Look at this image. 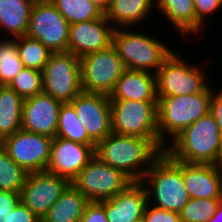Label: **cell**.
<instances>
[{
	"label": "cell",
	"instance_id": "cell-8",
	"mask_svg": "<svg viewBox=\"0 0 222 222\" xmlns=\"http://www.w3.org/2000/svg\"><path fill=\"white\" fill-rule=\"evenodd\" d=\"M126 70L116 48L90 53L80 58L82 91L109 96Z\"/></svg>",
	"mask_w": 222,
	"mask_h": 222
},
{
	"label": "cell",
	"instance_id": "cell-28",
	"mask_svg": "<svg viewBox=\"0 0 222 222\" xmlns=\"http://www.w3.org/2000/svg\"><path fill=\"white\" fill-rule=\"evenodd\" d=\"M70 25L99 19L104 13L90 0H50Z\"/></svg>",
	"mask_w": 222,
	"mask_h": 222
},
{
	"label": "cell",
	"instance_id": "cell-32",
	"mask_svg": "<svg viewBox=\"0 0 222 222\" xmlns=\"http://www.w3.org/2000/svg\"><path fill=\"white\" fill-rule=\"evenodd\" d=\"M220 199L189 198L179 212L180 222H208L216 213Z\"/></svg>",
	"mask_w": 222,
	"mask_h": 222
},
{
	"label": "cell",
	"instance_id": "cell-31",
	"mask_svg": "<svg viewBox=\"0 0 222 222\" xmlns=\"http://www.w3.org/2000/svg\"><path fill=\"white\" fill-rule=\"evenodd\" d=\"M23 100L43 92L42 71L24 67L8 85Z\"/></svg>",
	"mask_w": 222,
	"mask_h": 222
},
{
	"label": "cell",
	"instance_id": "cell-19",
	"mask_svg": "<svg viewBox=\"0 0 222 222\" xmlns=\"http://www.w3.org/2000/svg\"><path fill=\"white\" fill-rule=\"evenodd\" d=\"M147 191L142 182H132L125 190L111 199L104 200L108 222H142Z\"/></svg>",
	"mask_w": 222,
	"mask_h": 222
},
{
	"label": "cell",
	"instance_id": "cell-42",
	"mask_svg": "<svg viewBox=\"0 0 222 222\" xmlns=\"http://www.w3.org/2000/svg\"><path fill=\"white\" fill-rule=\"evenodd\" d=\"M37 222H45L43 219H39Z\"/></svg>",
	"mask_w": 222,
	"mask_h": 222
},
{
	"label": "cell",
	"instance_id": "cell-13",
	"mask_svg": "<svg viewBox=\"0 0 222 222\" xmlns=\"http://www.w3.org/2000/svg\"><path fill=\"white\" fill-rule=\"evenodd\" d=\"M70 184L68 179L47 171L28 173L20 191V201L42 219Z\"/></svg>",
	"mask_w": 222,
	"mask_h": 222
},
{
	"label": "cell",
	"instance_id": "cell-3",
	"mask_svg": "<svg viewBox=\"0 0 222 222\" xmlns=\"http://www.w3.org/2000/svg\"><path fill=\"white\" fill-rule=\"evenodd\" d=\"M141 182L146 188L148 203L153 202L155 207L179 213L189 201L182 179V162L165 152L151 164Z\"/></svg>",
	"mask_w": 222,
	"mask_h": 222
},
{
	"label": "cell",
	"instance_id": "cell-1",
	"mask_svg": "<svg viewBox=\"0 0 222 222\" xmlns=\"http://www.w3.org/2000/svg\"><path fill=\"white\" fill-rule=\"evenodd\" d=\"M162 153L150 139L113 132L95 146V156L122 171L133 182H141Z\"/></svg>",
	"mask_w": 222,
	"mask_h": 222
},
{
	"label": "cell",
	"instance_id": "cell-24",
	"mask_svg": "<svg viewBox=\"0 0 222 222\" xmlns=\"http://www.w3.org/2000/svg\"><path fill=\"white\" fill-rule=\"evenodd\" d=\"M23 101L8 85L0 88V143L22 129Z\"/></svg>",
	"mask_w": 222,
	"mask_h": 222
},
{
	"label": "cell",
	"instance_id": "cell-5",
	"mask_svg": "<svg viewBox=\"0 0 222 222\" xmlns=\"http://www.w3.org/2000/svg\"><path fill=\"white\" fill-rule=\"evenodd\" d=\"M127 29H114L112 35V45L116 48L125 68L156 74L173 49L162 40L158 41L147 35L148 33L131 32L128 27Z\"/></svg>",
	"mask_w": 222,
	"mask_h": 222
},
{
	"label": "cell",
	"instance_id": "cell-29",
	"mask_svg": "<svg viewBox=\"0 0 222 222\" xmlns=\"http://www.w3.org/2000/svg\"><path fill=\"white\" fill-rule=\"evenodd\" d=\"M27 174L0 145V190L20 193Z\"/></svg>",
	"mask_w": 222,
	"mask_h": 222
},
{
	"label": "cell",
	"instance_id": "cell-18",
	"mask_svg": "<svg viewBox=\"0 0 222 222\" xmlns=\"http://www.w3.org/2000/svg\"><path fill=\"white\" fill-rule=\"evenodd\" d=\"M182 179L190 198H222L220 165L182 162Z\"/></svg>",
	"mask_w": 222,
	"mask_h": 222
},
{
	"label": "cell",
	"instance_id": "cell-6",
	"mask_svg": "<svg viewBox=\"0 0 222 222\" xmlns=\"http://www.w3.org/2000/svg\"><path fill=\"white\" fill-rule=\"evenodd\" d=\"M111 130L115 134L150 139L162 152L157 125V101L110 100Z\"/></svg>",
	"mask_w": 222,
	"mask_h": 222
},
{
	"label": "cell",
	"instance_id": "cell-41",
	"mask_svg": "<svg viewBox=\"0 0 222 222\" xmlns=\"http://www.w3.org/2000/svg\"><path fill=\"white\" fill-rule=\"evenodd\" d=\"M2 39H0V55H1Z\"/></svg>",
	"mask_w": 222,
	"mask_h": 222
},
{
	"label": "cell",
	"instance_id": "cell-15",
	"mask_svg": "<svg viewBox=\"0 0 222 222\" xmlns=\"http://www.w3.org/2000/svg\"><path fill=\"white\" fill-rule=\"evenodd\" d=\"M95 146L60 137L53 138L46 171L71 182L95 156Z\"/></svg>",
	"mask_w": 222,
	"mask_h": 222
},
{
	"label": "cell",
	"instance_id": "cell-16",
	"mask_svg": "<svg viewBox=\"0 0 222 222\" xmlns=\"http://www.w3.org/2000/svg\"><path fill=\"white\" fill-rule=\"evenodd\" d=\"M114 28L103 15L99 19L87 20L69 25L68 52L79 59L112 44Z\"/></svg>",
	"mask_w": 222,
	"mask_h": 222
},
{
	"label": "cell",
	"instance_id": "cell-12",
	"mask_svg": "<svg viewBox=\"0 0 222 222\" xmlns=\"http://www.w3.org/2000/svg\"><path fill=\"white\" fill-rule=\"evenodd\" d=\"M52 137L24 130L5 138L0 145L26 172L46 171L50 160Z\"/></svg>",
	"mask_w": 222,
	"mask_h": 222
},
{
	"label": "cell",
	"instance_id": "cell-4",
	"mask_svg": "<svg viewBox=\"0 0 222 222\" xmlns=\"http://www.w3.org/2000/svg\"><path fill=\"white\" fill-rule=\"evenodd\" d=\"M210 86L197 94L157 96L158 133L160 141L165 146L167 145L166 137L172 140L183 129L209 113L212 97Z\"/></svg>",
	"mask_w": 222,
	"mask_h": 222
},
{
	"label": "cell",
	"instance_id": "cell-10",
	"mask_svg": "<svg viewBox=\"0 0 222 222\" xmlns=\"http://www.w3.org/2000/svg\"><path fill=\"white\" fill-rule=\"evenodd\" d=\"M43 92L70 103L81 91L80 59L71 52L52 53L42 70Z\"/></svg>",
	"mask_w": 222,
	"mask_h": 222
},
{
	"label": "cell",
	"instance_id": "cell-37",
	"mask_svg": "<svg viewBox=\"0 0 222 222\" xmlns=\"http://www.w3.org/2000/svg\"><path fill=\"white\" fill-rule=\"evenodd\" d=\"M39 218L21 202L10 212L7 222H37Z\"/></svg>",
	"mask_w": 222,
	"mask_h": 222
},
{
	"label": "cell",
	"instance_id": "cell-25",
	"mask_svg": "<svg viewBox=\"0 0 222 222\" xmlns=\"http://www.w3.org/2000/svg\"><path fill=\"white\" fill-rule=\"evenodd\" d=\"M156 7L180 33H196V12L193 0H155Z\"/></svg>",
	"mask_w": 222,
	"mask_h": 222
},
{
	"label": "cell",
	"instance_id": "cell-22",
	"mask_svg": "<svg viewBox=\"0 0 222 222\" xmlns=\"http://www.w3.org/2000/svg\"><path fill=\"white\" fill-rule=\"evenodd\" d=\"M89 202L70 184L42 219L45 222H79Z\"/></svg>",
	"mask_w": 222,
	"mask_h": 222
},
{
	"label": "cell",
	"instance_id": "cell-35",
	"mask_svg": "<svg viewBox=\"0 0 222 222\" xmlns=\"http://www.w3.org/2000/svg\"><path fill=\"white\" fill-rule=\"evenodd\" d=\"M20 202V193L0 190V222H7L8 215Z\"/></svg>",
	"mask_w": 222,
	"mask_h": 222
},
{
	"label": "cell",
	"instance_id": "cell-7",
	"mask_svg": "<svg viewBox=\"0 0 222 222\" xmlns=\"http://www.w3.org/2000/svg\"><path fill=\"white\" fill-rule=\"evenodd\" d=\"M173 51L156 72L157 96H181L203 92L209 85L204 67L190 65ZM203 68V69H202Z\"/></svg>",
	"mask_w": 222,
	"mask_h": 222
},
{
	"label": "cell",
	"instance_id": "cell-27",
	"mask_svg": "<svg viewBox=\"0 0 222 222\" xmlns=\"http://www.w3.org/2000/svg\"><path fill=\"white\" fill-rule=\"evenodd\" d=\"M12 39L17 44L18 54L24 67L42 71L53 52L28 35Z\"/></svg>",
	"mask_w": 222,
	"mask_h": 222
},
{
	"label": "cell",
	"instance_id": "cell-33",
	"mask_svg": "<svg viewBox=\"0 0 222 222\" xmlns=\"http://www.w3.org/2000/svg\"><path fill=\"white\" fill-rule=\"evenodd\" d=\"M194 9L196 12V32L203 30L202 26L206 25L207 16L217 12L222 7V0H193Z\"/></svg>",
	"mask_w": 222,
	"mask_h": 222
},
{
	"label": "cell",
	"instance_id": "cell-20",
	"mask_svg": "<svg viewBox=\"0 0 222 222\" xmlns=\"http://www.w3.org/2000/svg\"><path fill=\"white\" fill-rule=\"evenodd\" d=\"M109 98L110 100L157 101L156 74L126 69Z\"/></svg>",
	"mask_w": 222,
	"mask_h": 222
},
{
	"label": "cell",
	"instance_id": "cell-34",
	"mask_svg": "<svg viewBox=\"0 0 222 222\" xmlns=\"http://www.w3.org/2000/svg\"><path fill=\"white\" fill-rule=\"evenodd\" d=\"M151 204L146 205L142 222H180L179 213L166 211Z\"/></svg>",
	"mask_w": 222,
	"mask_h": 222
},
{
	"label": "cell",
	"instance_id": "cell-14",
	"mask_svg": "<svg viewBox=\"0 0 222 222\" xmlns=\"http://www.w3.org/2000/svg\"><path fill=\"white\" fill-rule=\"evenodd\" d=\"M70 104L86 133L95 143L112 133L109 96L81 91Z\"/></svg>",
	"mask_w": 222,
	"mask_h": 222
},
{
	"label": "cell",
	"instance_id": "cell-38",
	"mask_svg": "<svg viewBox=\"0 0 222 222\" xmlns=\"http://www.w3.org/2000/svg\"><path fill=\"white\" fill-rule=\"evenodd\" d=\"M212 88V97L210 101V110L209 113L213 116L215 119L219 131L222 134V90H220L218 93H213Z\"/></svg>",
	"mask_w": 222,
	"mask_h": 222
},
{
	"label": "cell",
	"instance_id": "cell-39",
	"mask_svg": "<svg viewBox=\"0 0 222 222\" xmlns=\"http://www.w3.org/2000/svg\"><path fill=\"white\" fill-rule=\"evenodd\" d=\"M95 4L104 14L108 10L111 0H90Z\"/></svg>",
	"mask_w": 222,
	"mask_h": 222
},
{
	"label": "cell",
	"instance_id": "cell-17",
	"mask_svg": "<svg viewBox=\"0 0 222 222\" xmlns=\"http://www.w3.org/2000/svg\"><path fill=\"white\" fill-rule=\"evenodd\" d=\"M62 102L47 93H39L23 101L22 130L55 138Z\"/></svg>",
	"mask_w": 222,
	"mask_h": 222
},
{
	"label": "cell",
	"instance_id": "cell-23",
	"mask_svg": "<svg viewBox=\"0 0 222 222\" xmlns=\"http://www.w3.org/2000/svg\"><path fill=\"white\" fill-rule=\"evenodd\" d=\"M35 1L0 0V29L13 38L26 35L30 12Z\"/></svg>",
	"mask_w": 222,
	"mask_h": 222
},
{
	"label": "cell",
	"instance_id": "cell-26",
	"mask_svg": "<svg viewBox=\"0 0 222 222\" xmlns=\"http://www.w3.org/2000/svg\"><path fill=\"white\" fill-rule=\"evenodd\" d=\"M56 137L85 145H96L86 133L85 128L77 118L74 107L70 103H62L61 105Z\"/></svg>",
	"mask_w": 222,
	"mask_h": 222
},
{
	"label": "cell",
	"instance_id": "cell-2",
	"mask_svg": "<svg viewBox=\"0 0 222 222\" xmlns=\"http://www.w3.org/2000/svg\"><path fill=\"white\" fill-rule=\"evenodd\" d=\"M165 153L172 159L187 163H222V134L208 113L176 135Z\"/></svg>",
	"mask_w": 222,
	"mask_h": 222
},
{
	"label": "cell",
	"instance_id": "cell-30",
	"mask_svg": "<svg viewBox=\"0 0 222 222\" xmlns=\"http://www.w3.org/2000/svg\"><path fill=\"white\" fill-rule=\"evenodd\" d=\"M23 68L24 64L19 57L16 42L12 38H3L0 55V83L9 85Z\"/></svg>",
	"mask_w": 222,
	"mask_h": 222
},
{
	"label": "cell",
	"instance_id": "cell-21",
	"mask_svg": "<svg viewBox=\"0 0 222 222\" xmlns=\"http://www.w3.org/2000/svg\"><path fill=\"white\" fill-rule=\"evenodd\" d=\"M155 2V0H111L104 15L112 25L114 24V29L120 26L130 28L146 20L155 7Z\"/></svg>",
	"mask_w": 222,
	"mask_h": 222
},
{
	"label": "cell",
	"instance_id": "cell-11",
	"mask_svg": "<svg viewBox=\"0 0 222 222\" xmlns=\"http://www.w3.org/2000/svg\"><path fill=\"white\" fill-rule=\"evenodd\" d=\"M69 25L50 0H36L26 35L37 39L53 53L67 52Z\"/></svg>",
	"mask_w": 222,
	"mask_h": 222
},
{
	"label": "cell",
	"instance_id": "cell-40",
	"mask_svg": "<svg viewBox=\"0 0 222 222\" xmlns=\"http://www.w3.org/2000/svg\"><path fill=\"white\" fill-rule=\"evenodd\" d=\"M208 222H222V198L220 199L216 213L210 218Z\"/></svg>",
	"mask_w": 222,
	"mask_h": 222
},
{
	"label": "cell",
	"instance_id": "cell-36",
	"mask_svg": "<svg viewBox=\"0 0 222 222\" xmlns=\"http://www.w3.org/2000/svg\"><path fill=\"white\" fill-rule=\"evenodd\" d=\"M79 222H108L104 210V200L90 201L83 212Z\"/></svg>",
	"mask_w": 222,
	"mask_h": 222
},
{
	"label": "cell",
	"instance_id": "cell-9",
	"mask_svg": "<svg viewBox=\"0 0 222 222\" xmlns=\"http://www.w3.org/2000/svg\"><path fill=\"white\" fill-rule=\"evenodd\" d=\"M132 182L122 171L114 169L94 156L71 184L89 201H102L113 198Z\"/></svg>",
	"mask_w": 222,
	"mask_h": 222
}]
</instances>
